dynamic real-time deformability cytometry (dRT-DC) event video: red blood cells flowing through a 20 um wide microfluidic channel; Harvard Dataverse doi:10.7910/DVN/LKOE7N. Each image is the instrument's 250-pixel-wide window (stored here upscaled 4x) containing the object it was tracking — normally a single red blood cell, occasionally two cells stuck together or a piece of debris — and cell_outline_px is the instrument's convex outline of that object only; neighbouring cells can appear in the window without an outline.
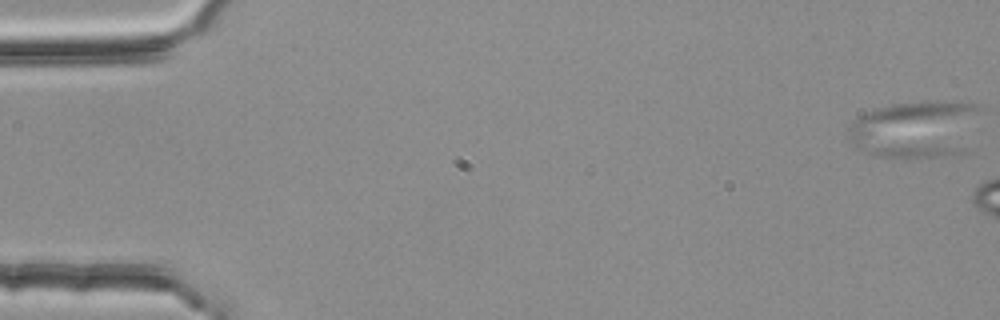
{"species": "common noctule bat (a hibernating species)", "species_latin": "Nyctalus noctula", "temperature_condition": "room temperature", "stored_images_in_passage": 4, "camera_frame_rate_fps": 3000, "um_per_image_px": 0.085, "animal": {"sex": "female", "body_mass_g": 25.1}, "frame": {"image": 1, "passage_image": 1, "time_ms": 0.0, "image_size_px": [1000, 320], "cell_outline_px": [[984, 108], [964, 152], [952, 156], [876, 156], [856, 148], [852, 144], [848, 132], [848, 128], [860, 116], [876, 108], [892, 104], [924, 100], [976, 104]], "centroid_in_image_um": [77.88, 10.96], "position_along_channel_um": 7.1, "area_um2": 44.16}}